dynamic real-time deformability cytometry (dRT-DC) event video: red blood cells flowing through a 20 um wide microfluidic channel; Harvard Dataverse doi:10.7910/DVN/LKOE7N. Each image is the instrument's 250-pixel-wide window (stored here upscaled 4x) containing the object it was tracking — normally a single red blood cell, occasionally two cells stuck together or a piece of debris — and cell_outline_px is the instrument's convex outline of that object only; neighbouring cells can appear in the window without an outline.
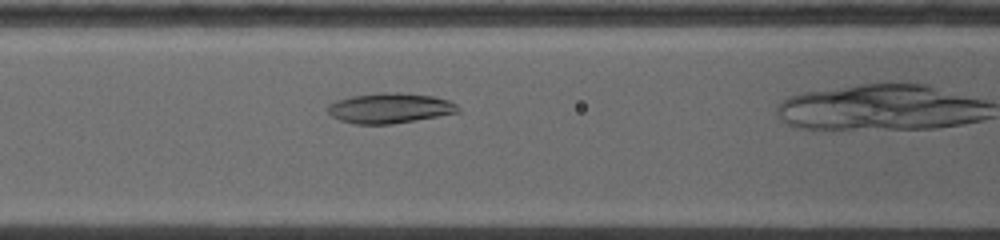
{"species": "common noctule bat (a hibernating species)", "species_latin": "Nyctalus noctula", "temperature_condition": "warm", "stored_images_in_passage": 18, "camera_frame_rate_fps": 5000, "um_per_image_px": 0.085, "animal": {"sex": "female", "body_mass_g": 19.0, "forearm_length_mm": 53.3}, "frame": {"image": 1, "passage_image": 8, "time_ms": 1.6, "image_size_px": [1000, 240], "cell_outline_px": [[460, 112], [416, 120], [392, 124], [352, 124], [340, 120], [332, 116], [328, 112], [328, 104], [336, 100], [352, 96], [384, 92], [400, 92], [432, 96], [448, 100], [456, 104], [460, 108]], "centroid_in_image_um": [33.13, 9.19], "position_along_channel_um": 133.5, "area_um2": 22.95}}
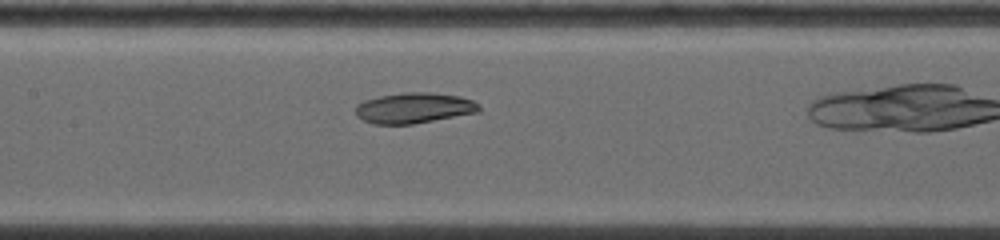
{"frame": {"image": 2, "passage_image": 11, "time_ms": 2.6, "image_size_px": [1000, 240], "cell_outline_px": [[480, 112], [412, 124], [372, 124], [356, 116], [356, 104], [364, 100], [380, 96], [404, 92], [432, 92], [460, 96], [472, 100], [480, 104]], "centroid_in_image_um": [35.2, 9.17], "position_along_channel_um": 172.2, "area_um2": 22.14}}